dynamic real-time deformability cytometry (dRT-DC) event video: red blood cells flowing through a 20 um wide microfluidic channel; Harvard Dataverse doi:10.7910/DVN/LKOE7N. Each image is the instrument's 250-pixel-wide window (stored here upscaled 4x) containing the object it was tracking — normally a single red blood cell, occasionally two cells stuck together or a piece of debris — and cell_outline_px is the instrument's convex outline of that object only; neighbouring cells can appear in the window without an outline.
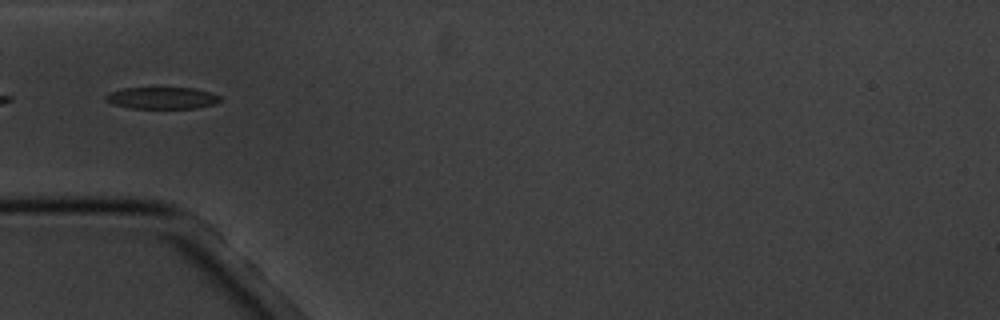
{"species": "common noctule bat (a hibernating species)", "species_latin": "Nyctalus noctula", "temperature_condition": "cold", "stored_images_in_passage": 2, "camera_frame_rate_fps": 3000, "um_per_image_px": 0.085, "animal": {"sex": "male", "body_mass_g": 20.1, "forearm_length_mm": 53.5}, "frame": {"image": 1, "passage_image": 2, "time_ms": 1.333, "image_size_px": [1000, 320], "cell_outline_px": [[220, 100], [212, 104], [196, 108], [128, 108], [112, 104], [104, 100], [104, 96], [108, 92], [124, 88], [192, 88], [208, 92], [220, 96]], "centroid_in_image_um": [13.68, 8.33], "position_along_channel_um": 71.3, "area_um2": 14.45}}